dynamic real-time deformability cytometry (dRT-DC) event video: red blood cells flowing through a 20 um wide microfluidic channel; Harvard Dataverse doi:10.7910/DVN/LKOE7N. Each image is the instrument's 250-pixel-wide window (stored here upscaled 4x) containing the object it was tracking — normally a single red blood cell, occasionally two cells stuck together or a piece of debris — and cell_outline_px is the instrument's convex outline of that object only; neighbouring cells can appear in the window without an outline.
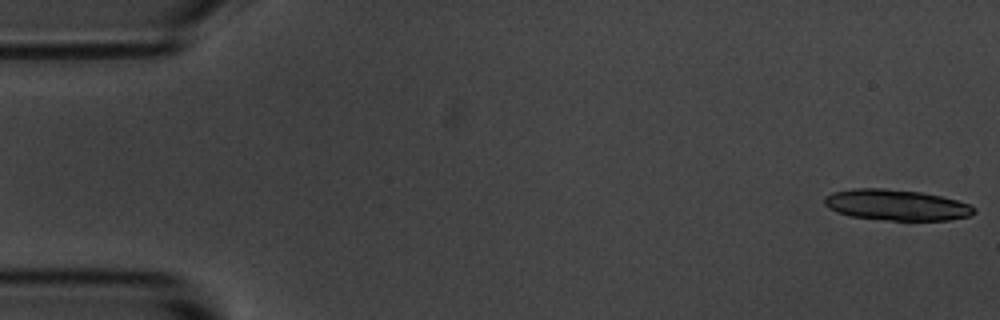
{"species": "common noctule bat (a hibernating species)", "species_latin": "Nyctalus noctula", "temperature_condition": "room temperature", "stored_images_in_passage": 38, "segment_of_instrument_passage": [1, 2], "camera_frame_rate_fps": 3000, "um_per_image_px": 0.085, "animal": {"sex": "male", "body_mass_g": 20.1, "forearm_length_mm": 53.5}, "frame": {"image": 1, "passage_image": 1, "time_ms": 0.0, "image_size_px": [1000, 320], "cell_outline_px": [[976, 212], [968, 216], [948, 220], [908, 224], [848, 216], [836, 212], [828, 208], [824, 204], [824, 196], [832, 192], [856, 188], [884, 188], [920, 192], [940, 196], [956, 200], [968, 204], [976, 208]], "centroid_in_image_um": [76.18, 17.48], "position_along_channel_um": 8.8, "area_um2": 28.09}}